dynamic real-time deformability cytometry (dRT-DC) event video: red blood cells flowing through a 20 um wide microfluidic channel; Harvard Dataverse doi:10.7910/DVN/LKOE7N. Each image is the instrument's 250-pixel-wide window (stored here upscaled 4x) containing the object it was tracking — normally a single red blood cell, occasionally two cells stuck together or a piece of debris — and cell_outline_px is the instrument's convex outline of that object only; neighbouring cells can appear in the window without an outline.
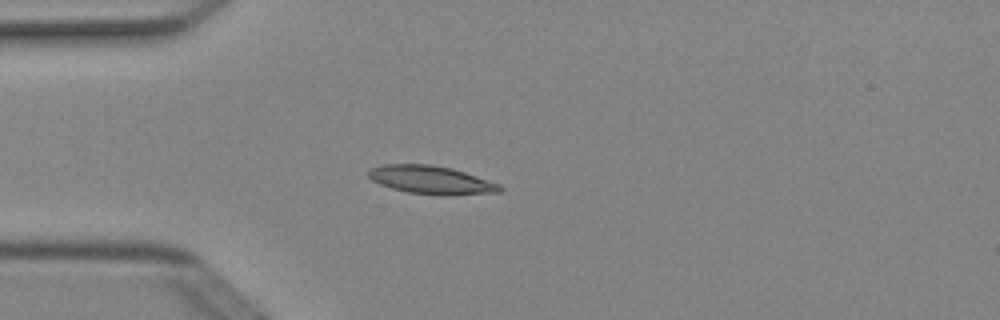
{"species": "Egyptian fruit bat (a non-hibernating species)", "species_latin": "Rousettus aegyptiacus", "temperature_condition": "cold", "stored_images_in_passage": 5, "camera_frame_rate_fps": 3000, "um_per_image_px": 0.085, "animal": {"sex": "female"}, "frame": {"image": 1, "passage_image": 4, "time_ms": 1.0, "image_size_px": [1000, 320], "cell_outline_px": [[504, 188], [500, 192], [452, 196], [440, 196], [408, 192], [392, 188], [380, 184], [372, 180], [368, 176], [368, 172], [372, 168], [384, 164], [428, 164], [452, 168], [500, 184]], "centroid_in_image_um": [36.68, 15.31], "position_along_channel_um": 48.3, "area_um2": 21.73}}